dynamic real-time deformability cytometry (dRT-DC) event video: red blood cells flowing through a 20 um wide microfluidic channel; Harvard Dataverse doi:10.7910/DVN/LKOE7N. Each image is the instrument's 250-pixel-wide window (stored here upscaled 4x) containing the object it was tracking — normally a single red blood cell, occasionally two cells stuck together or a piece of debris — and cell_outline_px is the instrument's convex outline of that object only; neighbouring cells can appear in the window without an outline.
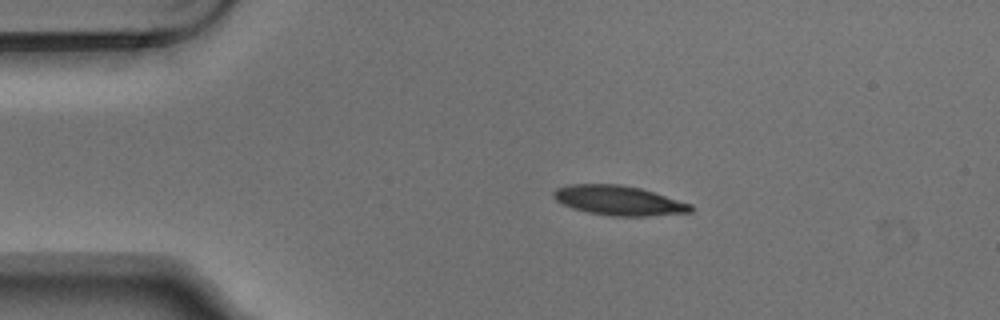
{"species": "Egyptian fruit bat (a non-hibernating species)", "species_latin": "Rousettus aegyptiacus", "temperature_condition": "warm", "stored_images_in_passage": 5, "camera_frame_rate_fps": 3000, "um_per_image_px": 0.085, "animal": {"sex": "male"}, "frame": {"image": 1, "passage_image": 2, "time_ms": 0.333, "image_size_px": [1000, 320], "cell_outline_px": [[696, 208], [692, 212], [648, 216], [612, 216], [588, 212], [572, 208], [556, 200], [552, 196], [552, 192], [556, 188], [568, 184], [620, 184], [640, 188], [692, 204]], "centroid_in_image_um": [52.6, 17.04], "position_along_channel_um": 32.4, "area_um2": 23.76}}
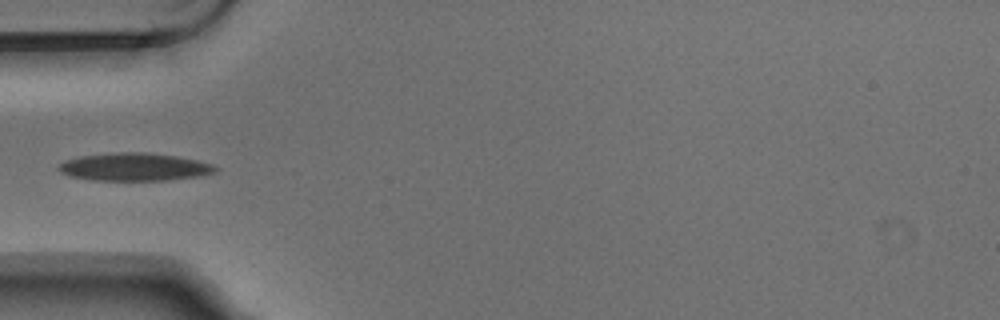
{"frame": {"image": 2, "passage_image": 4, "time_ms": 1.0, "image_size_px": [1000, 320], "cell_outline_px": [[220, 168], [216, 172], [200, 176], [164, 180], [92, 180], [68, 176], [60, 172], [56, 168], [64, 160], [80, 156], [116, 152], [148, 152], [176, 156], [196, 160], [212, 164]], "centroid_in_image_um": [11.41, 14.19], "position_along_channel_um": 73.6, "area_um2": 25.55}}
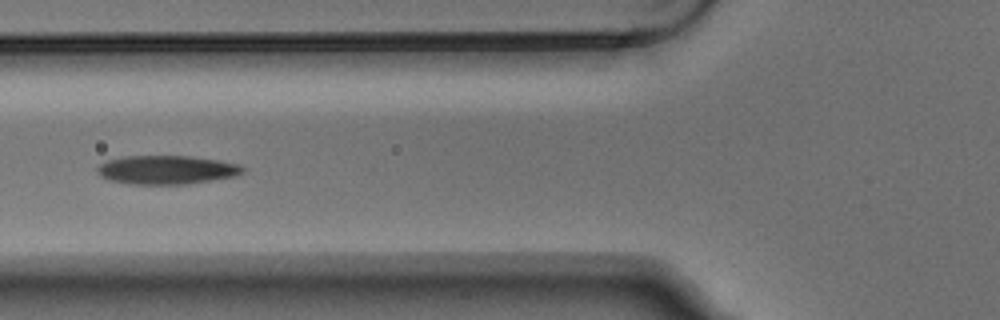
{"frame": {"image": 3, "passage_image": 5, "time_ms": 1.333, "image_size_px": [1000, 320], "cell_outline_px": [[248, 168], [244, 172], [236, 176], [184, 184], [128, 184], [108, 180], [100, 176], [96, 172], [96, 168], [100, 164], [108, 160], [124, 156], [192, 156], [240, 164]], "centroid_in_image_um": [14.16, 14.43], "position_along_channel_um": 111.6, "area_um2": 24.51}}